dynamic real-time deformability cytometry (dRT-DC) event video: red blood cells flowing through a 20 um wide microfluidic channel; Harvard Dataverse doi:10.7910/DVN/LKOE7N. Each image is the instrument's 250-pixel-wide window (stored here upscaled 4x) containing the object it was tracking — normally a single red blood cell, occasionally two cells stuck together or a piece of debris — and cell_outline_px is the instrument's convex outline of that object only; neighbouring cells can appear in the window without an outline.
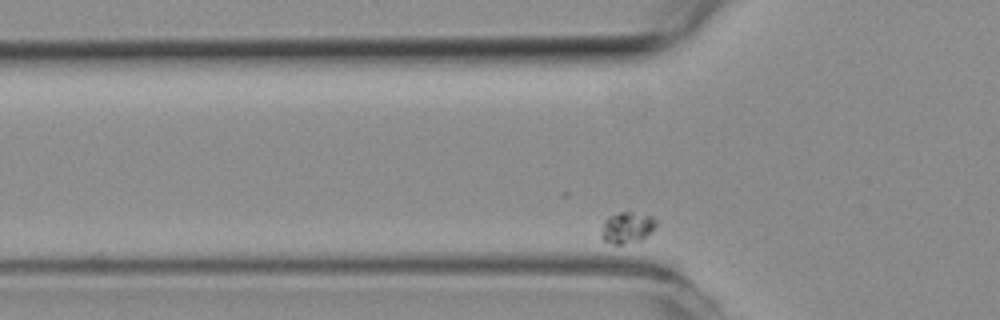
{"species": "common noctule bat (a hibernating species)", "species_latin": "Nyctalus noctula", "temperature_condition": "room temperature", "stored_images_in_passage": 49, "camera_frame_rate_fps": 3000, "um_per_image_px": 0.085, "animal": {"sex": "female", "body_mass_g": 19.3, "forearm_length_mm": 54.1}, "frame": {"image": 1, "passage_image": 7, "time_ms": 2.0, "image_size_px": [1000, 320], "cell_outline_px": [[656, 224], [652, 232], [640, 240], [620, 244], [616, 244], [604, 240], [600, 236], [600, 228], [604, 220], [608, 216], [616, 212], [632, 212], [652, 216], [656, 220]], "centroid_in_image_um": [53.27, 19.32], "position_along_channel_um": 72.5, "area_um2": 10.06}}
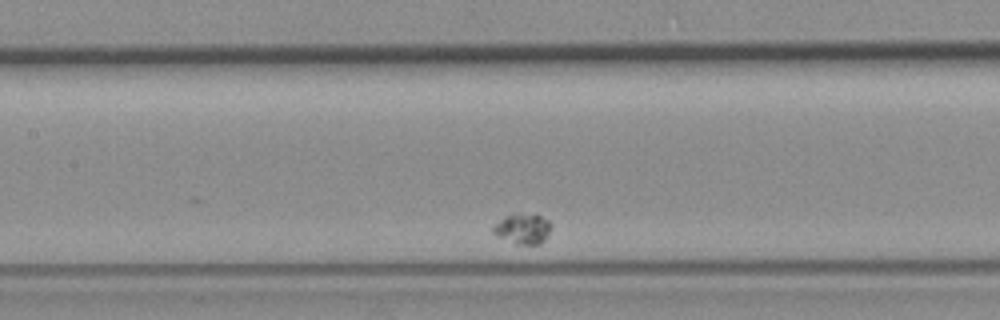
{"frame": {"image": 2, "passage_image": 16, "time_ms": 5.0, "image_size_px": [1000, 320], "cell_outline_px": [[552, 224], [548, 236], [540, 244], [516, 244], [496, 236], [492, 232], [492, 224], [504, 216], [540, 216], [548, 220]], "centroid_in_image_um": [44.4, 19.49], "position_along_channel_um": 163.0, "area_um2": 10.0}}
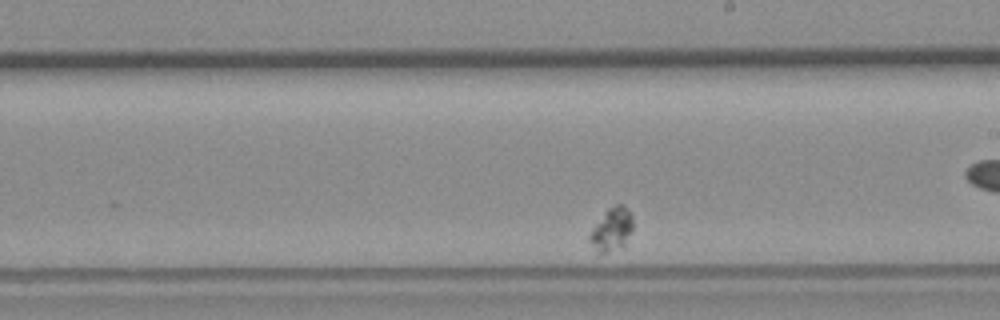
{"frame": {"image": 3, "passage_image": 23, "time_ms": 7.333, "image_size_px": [1000, 320], "cell_outline_px": [[632, 232], [624, 244], [604, 252], [596, 252], [588, 240], [588, 236], [592, 228], [604, 212], [608, 208], [616, 204], [624, 204], [632, 216]], "centroid_in_image_um": [51.97, 19.46], "position_along_channel_um": 237.0, "area_um2": 10.69}}